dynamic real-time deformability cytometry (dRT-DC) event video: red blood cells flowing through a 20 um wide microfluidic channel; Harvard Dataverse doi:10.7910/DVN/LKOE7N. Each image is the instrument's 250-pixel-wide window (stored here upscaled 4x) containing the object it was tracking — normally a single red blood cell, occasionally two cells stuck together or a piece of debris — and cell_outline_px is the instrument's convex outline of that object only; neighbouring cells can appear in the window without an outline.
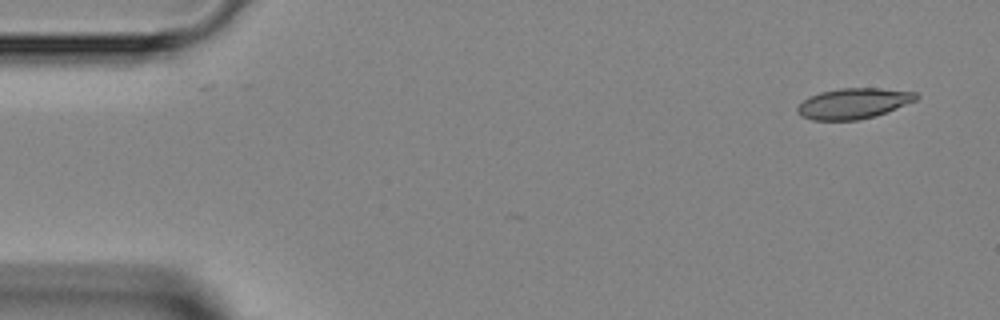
{"species": "Egyptian fruit bat (a non-hibernating species)", "species_latin": "Rousettus aegyptiacus", "temperature_condition": "room temperature", "stored_images_in_passage": 3, "camera_frame_rate_fps": 3000, "um_per_image_px": 0.085, "animal": {"sex": "female"}, "frame": {"image": 1, "passage_image": 1, "time_ms": 0.0, "image_size_px": [1000, 320], "cell_outline_px": [[920, 96], [916, 100], [876, 116], [860, 120], [812, 120], [800, 116], [796, 112], [796, 108], [808, 96], [820, 92], [840, 88], [880, 88], [916, 92]], "centroid_in_image_um": [72.52, 8.79], "position_along_channel_um": 12.5, "area_um2": 21.27}}